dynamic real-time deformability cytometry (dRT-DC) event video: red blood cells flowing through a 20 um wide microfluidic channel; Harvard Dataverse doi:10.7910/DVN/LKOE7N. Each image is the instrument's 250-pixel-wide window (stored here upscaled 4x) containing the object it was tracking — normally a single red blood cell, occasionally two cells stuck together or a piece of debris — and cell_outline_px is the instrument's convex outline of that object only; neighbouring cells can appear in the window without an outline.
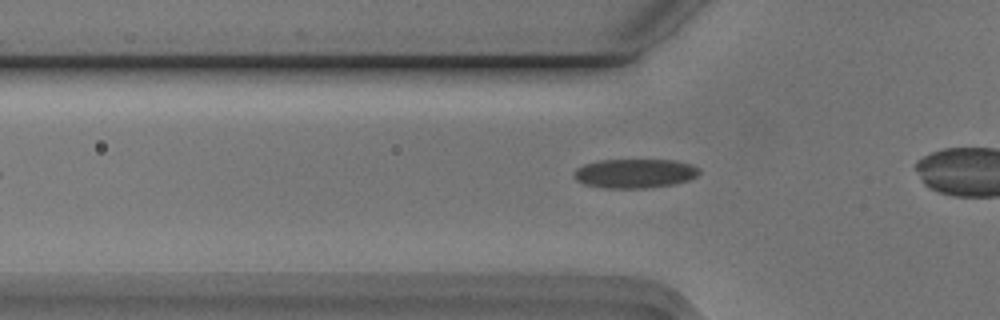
{"species": "Egyptian fruit bat (a non-hibernating species)", "species_latin": "Rousettus aegyptiacus", "temperature_condition": "cold", "stored_images_in_passage": 29, "camera_frame_rate_fps": 3000, "um_per_image_px": 0.085, "animal": {"sex": "male"}, "frame": {"image": 1, "passage_image": 3, "time_ms": 0.667, "image_size_px": [1000, 320], "cell_outline_px": [[700, 172], [696, 176], [688, 180], [676, 184], [648, 188], [604, 188], [584, 184], [576, 180], [572, 176], [572, 172], [576, 168], [584, 164], [600, 160], [676, 160], [692, 164], [700, 168]], "centroid_in_image_um": [53.95, 14.74], "position_along_channel_um": 71.9, "area_um2": 21.62}}
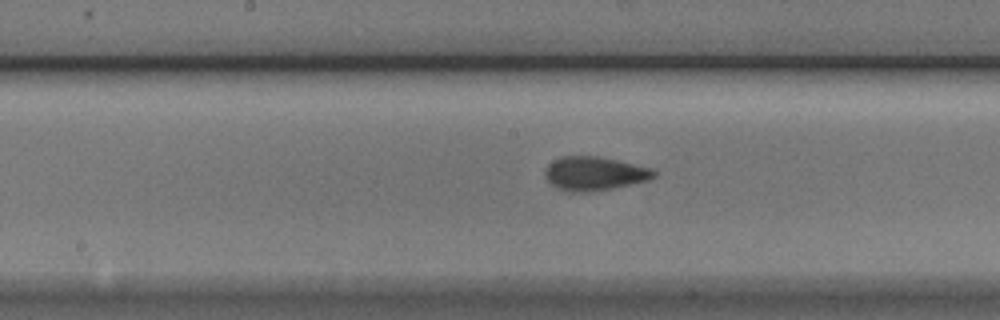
{"frame": {"image": 2, "passage_image": 13, "time_ms": 4.0, "image_size_px": [1000, 320], "cell_outline_px": [[656, 176], [648, 180], [632, 184], [612, 188], [584, 192], [564, 192], [556, 188], [544, 176], [544, 168], [548, 164], [560, 156], [596, 156], [616, 160], [652, 168], [656, 172]], "centroid_in_image_um": [50.48, 14.75], "position_along_channel_um": 197.7, "area_um2": 21.5}}
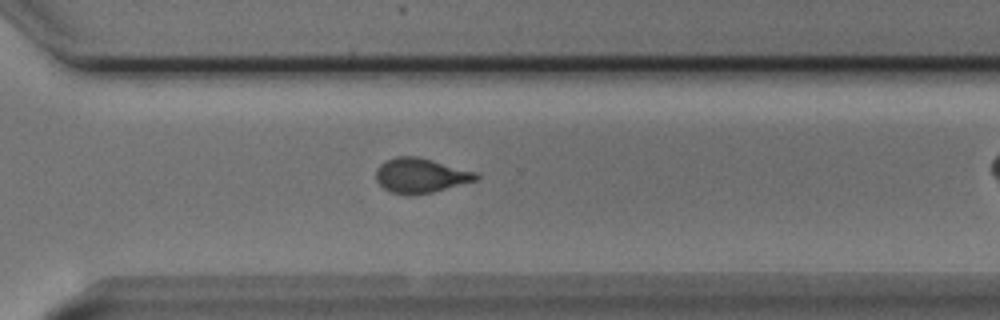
{"frame": {"image": 3, "passage_image": 24, "time_ms": 7.667, "image_size_px": [1000, 320], "cell_outline_px": [[480, 176], [476, 180], [432, 192], [412, 196], [404, 196], [388, 192], [376, 180], [376, 168], [380, 164], [396, 156], [416, 156], [432, 160], [476, 172]], "centroid_in_image_um": [35.7, 14.94], "position_along_channel_um": 334.9, "area_um2": 20.29}}